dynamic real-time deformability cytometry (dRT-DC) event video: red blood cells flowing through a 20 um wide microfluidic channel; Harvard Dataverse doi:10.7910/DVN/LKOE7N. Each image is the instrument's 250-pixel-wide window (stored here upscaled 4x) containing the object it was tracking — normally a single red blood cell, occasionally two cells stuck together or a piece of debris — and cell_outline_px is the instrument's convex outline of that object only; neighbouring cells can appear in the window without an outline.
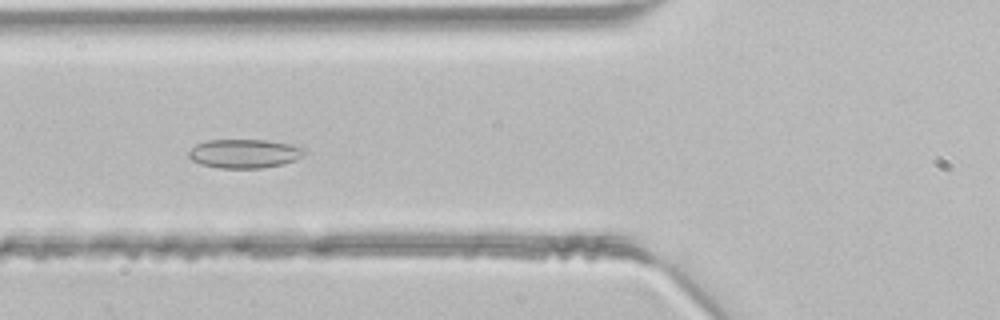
{"species": "common noctule bat (a hibernating species)", "species_latin": "Nyctalus noctula", "temperature_condition": "room temperature", "stored_images_in_passage": 46, "segment_of_instrument_passage": [1, 2], "camera_frame_rate_fps": 3000, "um_per_image_px": 0.085, "animal": {"sex": "male", "body_mass_g": 21.5, "forearm_length_mm": 52.0}, "frame": {"image": 1, "passage_image": 17, "time_ms": 5.333, "image_size_px": [1000, 320], "cell_outline_px": [[304, 152], [296, 160], [280, 164], [260, 168], [220, 168], [200, 164], [192, 160], [188, 156], [188, 152], [196, 144], [208, 140], [268, 140], [292, 144], [304, 148]], "centroid_in_image_um": [20.74, 13.05], "position_along_channel_um": 105.1, "area_um2": 19.36}}
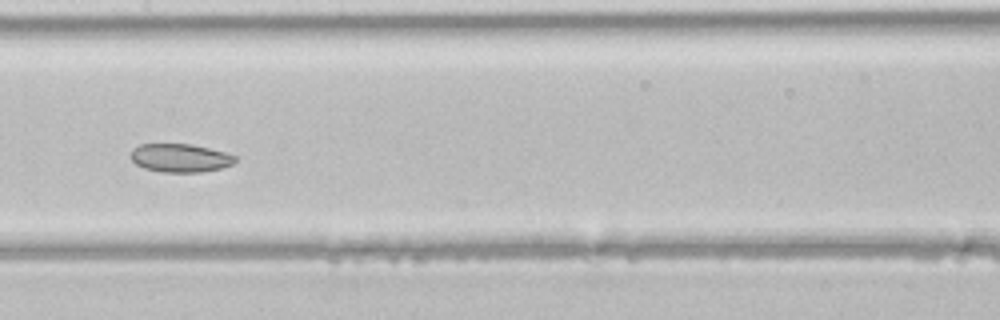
{"frame": {"image": 2, "passage_image": 23, "time_ms": 7.333, "image_size_px": [1000, 320], "cell_outline_px": [[236, 160], [232, 164], [220, 168], [200, 172], [160, 172], [144, 168], [136, 164], [128, 156], [132, 148], [140, 144], [192, 144], [224, 152], [236, 156]], "centroid_in_image_um": [15.26, 13.42], "position_along_channel_um": 192.1, "area_um2": 17.34}}
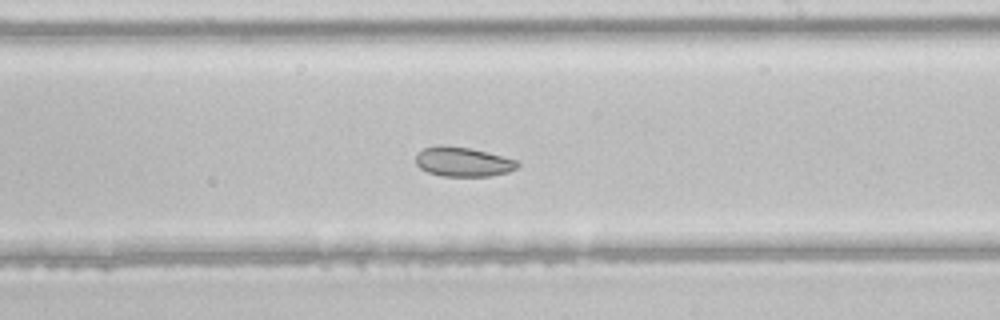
{"frame": {"image": 3, "passage_image": 27, "time_ms": 8.667, "image_size_px": [1000, 320], "cell_outline_px": [[520, 164], [516, 168], [508, 172], [488, 176], [444, 176], [428, 172], [420, 168], [416, 164], [416, 152], [424, 148], [440, 144], [444, 144], [472, 148], [516, 160]], "centroid_in_image_um": [39.31, 13.73], "position_along_channel_um": 249.7, "area_um2": 17.57}}